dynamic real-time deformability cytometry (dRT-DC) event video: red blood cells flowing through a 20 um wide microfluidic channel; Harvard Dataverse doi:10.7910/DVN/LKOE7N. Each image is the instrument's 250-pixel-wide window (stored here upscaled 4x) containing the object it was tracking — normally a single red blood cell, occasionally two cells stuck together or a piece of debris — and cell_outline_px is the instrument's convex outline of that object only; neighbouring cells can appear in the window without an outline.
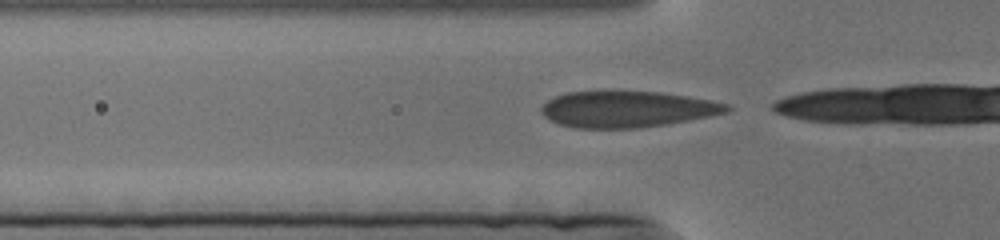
{"species": "human", "species_latin": "Homo sapiens", "temperature_condition": "cold", "stored_images_in_passage": 15, "camera_frame_rate_fps": 3000, "um_per_image_px": 0.085, "donor": {"sex": "female"}, "frame": {"image": 1, "passage_image": 2, "time_ms": 0.333, "image_size_px": [1000, 240], "cell_outline_px": [[732, 108], [728, 112], [688, 120], [664, 124], [636, 128], [576, 128], [560, 124], [548, 120], [540, 112], [540, 108], [548, 100], [556, 96], [568, 92], [608, 88], [660, 92], [688, 96], [728, 104]], "centroid_in_image_um": [53.24, 9.23], "position_along_channel_um": 72.6, "area_um2": 40.06}}
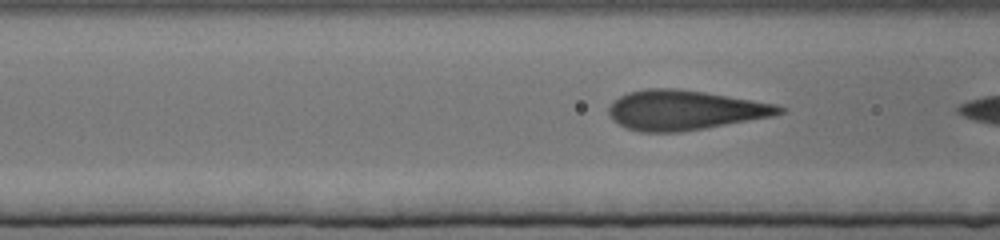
{"frame": {"image": 2, "passage_image": 11, "time_ms": 3.333, "image_size_px": [1000, 240], "cell_outline_px": [[788, 108], [784, 112], [776, 116], [680, 132], [640, 132], [624, 128], [612, 120], [608, 112], [608, 108], [612, 100], [628, 92], [648, 88], [676, 88], [704, 92], [776, 104]], "centroid_in_image_um": [58.18, 9.36], "position_along_channel_um": 108.4, "area_um2": 39.77}}